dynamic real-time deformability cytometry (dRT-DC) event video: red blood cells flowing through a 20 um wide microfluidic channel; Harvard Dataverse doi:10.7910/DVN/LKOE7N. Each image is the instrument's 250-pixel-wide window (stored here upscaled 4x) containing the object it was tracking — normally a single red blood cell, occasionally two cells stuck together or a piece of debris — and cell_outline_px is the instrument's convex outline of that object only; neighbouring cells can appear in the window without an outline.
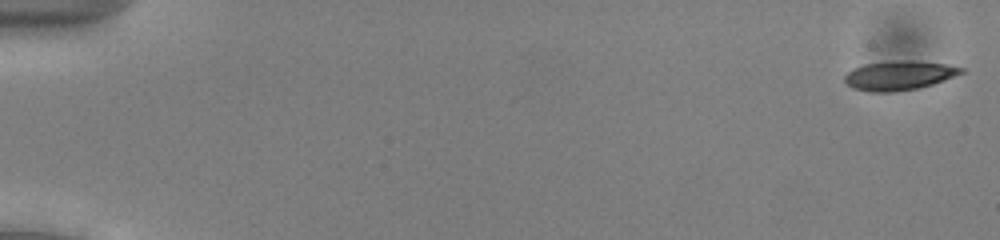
{"species": "common noctule bat (a hibernating species)", "species_latin": "Nyctalus noctula", "temperature_condition": "cold", "stored_images_in_passage": 53, "camera_frame_rate_fps": 3000, "um_per_image_px": 0.085, "animal": {"sex": "male", "body_mass_g": 13.0, "forearm_length_mm": 53.1}, "frame": {"image": 1, "passage_image": 1, "time_ms": 0.0, "image_size_px": [1000, 240], "cell_outline_px": [[968, 72], [920, 88], [892, 92], [872, 92], [852, 88], [844, 84], [844, 76], [848, 72], [864, 64], [904, 60], [912, 60], [944, 64], [964, 68]], "centroid_in_image_um": [76.45, 6.42], "position_along_channel_um": 8.6, "area_um2": 19.94}}
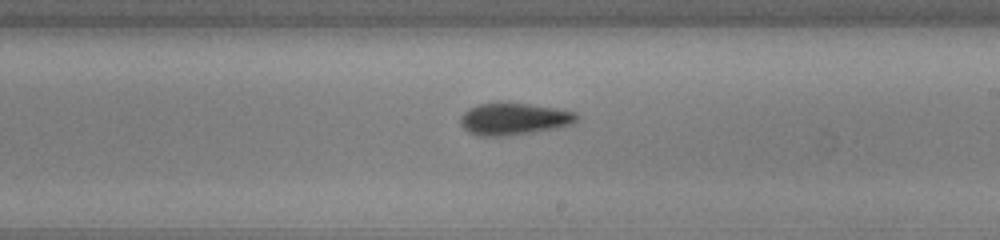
{"frame": {"image": 2, "passage_image": 32, "time_ms": 10.333, "image_size_px": [1000, 240], "cell_outline_px": [[580, 116], [572, 124], [556, 128], [532, 132], [504, 136], [476, 136], [468, 132], [460, 124], [460, 116], [468, 108], [476, 104], [500, 100], [532, 104], [556, 108], [576, 112]], "centroid_in_image_um": [43.64, 10.07], "position_along_channel_um": 245.4, "area_um2": 22.37}}
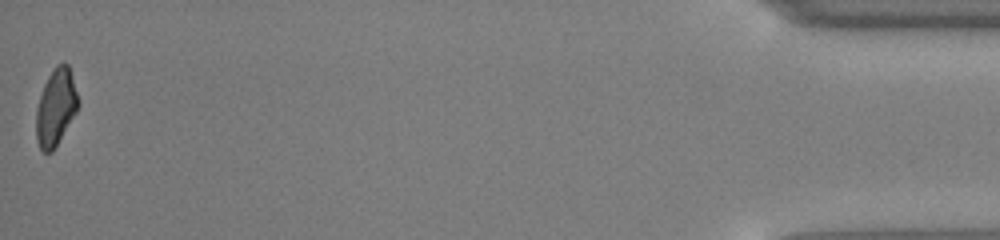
{"frame": {"image": 3, "passage_image": 53, "time_ms": 17.333, "image_size_px": [1000, 240], "cell_outline_px": [[80, 104], [76, 112], [52, 152], [44, 152], [40, 148], [36, 140], [36, 108], [44, 84], [48, 76], [56, 64], [64, 60], [68, 64]], "centroid_in_image_um": [4.74, 9.09], "position_along_channel_um": 430.5, "area_um2": 18.73}, "authors_computed_cell_mechanics": {"area_um2": 19.9988, "velocity_mm_per_s": 3.9248, "shape_relaxation_time_tau1_ms": 4.2275, "shape_relaxation_time_tau2_ms": 10.2928, "deformation_change_tau1": 0.0989, "deformation_change_tau2": 0.1761}}